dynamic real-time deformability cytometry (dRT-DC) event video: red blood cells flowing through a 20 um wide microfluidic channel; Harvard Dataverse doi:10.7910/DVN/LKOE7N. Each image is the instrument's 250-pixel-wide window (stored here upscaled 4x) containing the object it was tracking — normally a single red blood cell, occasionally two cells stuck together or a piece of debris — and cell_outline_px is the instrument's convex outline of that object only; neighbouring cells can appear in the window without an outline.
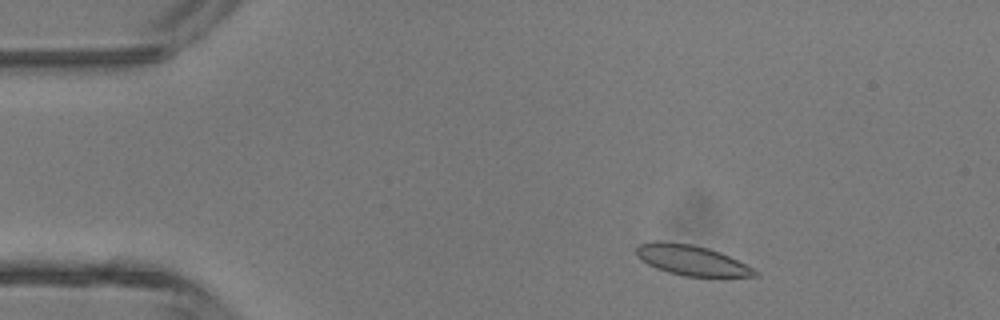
{"species": "common noctule bat (a hibernating species)", "species_latin": "Nyctalus noctula", "temperature_condition": "room temperature", "stored_images_in_passage": 4, "camera_frame_rate_fps": 3000, "um_per_image_px": 0.085, "animal": {"sex": "male", "body_mass_g": 13.3}, "frame": {"image": 1, "passage_image": 1, "time_ms": 0.0, "image_size_px": [1000, 320], "cell_outline_px": [[760, 276], [684, 276], [668, 272], [656, 268], [648, 264], [636, 256], [636, 248], [640, 244], [652, 240], [664, 240], [692, 244], [708, 248], [720, 252], [760, 272]], "centroid_in_image_um": [58.73, 22.1], "position_along_channel_um": 26.3, "area_um2": 20.87}}
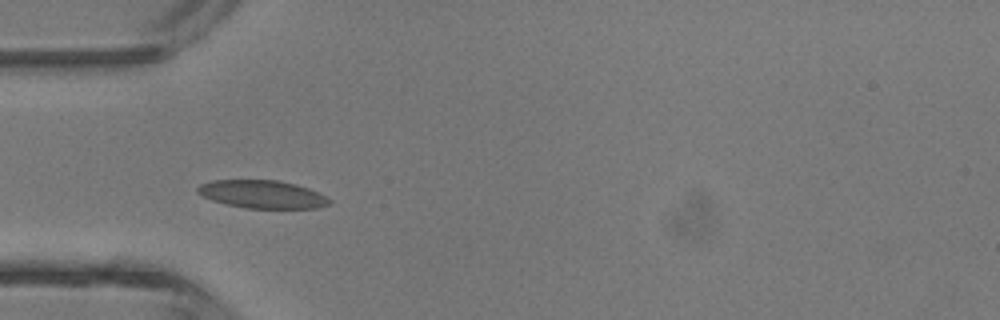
{"frame": {"image": 2, "passage_image": 3, "time_ms": 2.333, "image_size_px": [1000, 320], "cell_outline_px": [[332, 204], [316, 208], [244, 208], [224, 204], [212, 200], [196, 192], [196, 188], [200, 184], [212, 180], [280, 180], [296, 184], [308, 188], [332, 200]], "centroid_in_image_um": [22.28, 16.51], "position_along_channel_um": 62.7, "area_um2": 21.56}}
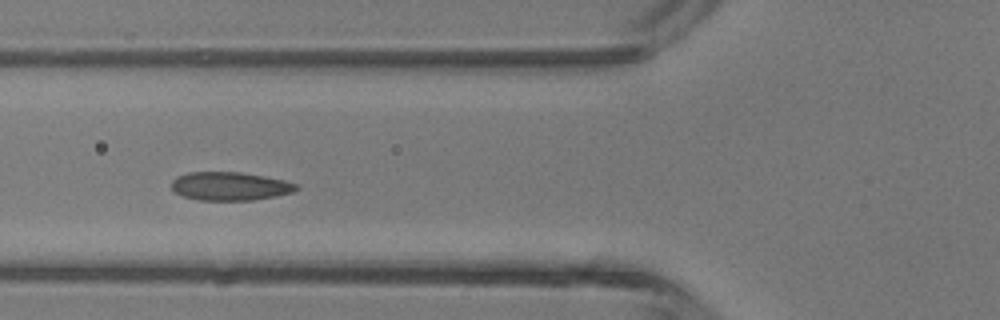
{"frame": {"image": 3, "passage_image": 4, "time_ms": 3.333, "image_size_px": [1000, 320], "cell_outline_px": [[300, 188], [292, 192], [276, 196], [252, 200], [200, 200], [184, 196], [176, 192], [172, 188], [172, 180], [176, 176], [188, 172], [240, 172], [264, 176], [284, 180], [296, 184]], "centroid_in_image_um": [19.55, 15.82], "position_along_channel_um": 106.3, "area_um2": 20.58}}